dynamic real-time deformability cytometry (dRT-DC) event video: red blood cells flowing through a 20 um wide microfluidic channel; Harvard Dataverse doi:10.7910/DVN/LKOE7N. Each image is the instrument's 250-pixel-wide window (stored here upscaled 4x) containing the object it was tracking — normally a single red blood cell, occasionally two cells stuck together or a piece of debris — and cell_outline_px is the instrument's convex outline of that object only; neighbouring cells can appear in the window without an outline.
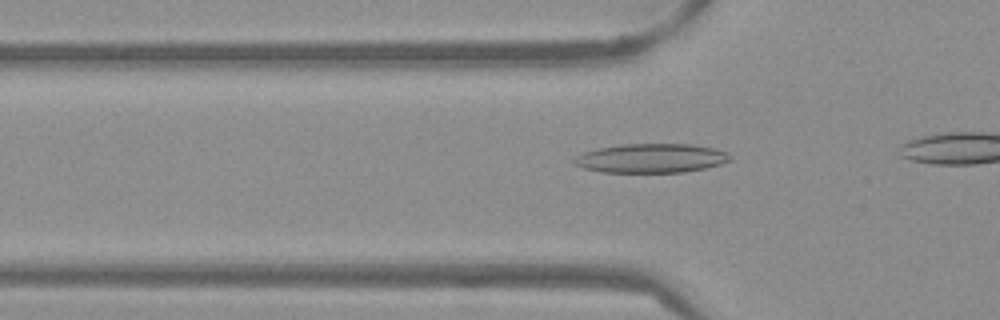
{"species": "Egyptian fruit bat (a non-hibernating species)", "species_latin": "Rousettus aegyptiacus", "temperature_condition": "warm", "stored_images_in_passage": 9, "camera_frame_rate_fps": 3000, "um_per_image_px": 0.085, "frame": {"image": 1, "passage_image": 3, "time_ms": 0.667, "image_size_px": [1000, 320], "cell_outline_px": [[732, 160], [720, 164], [704, 168], [684, 172], [600, 172], [584, 168], [572, 164], [572, 160], [576, 156], [584, 152], [596, 148], [620, 144], [692, 144], [712, 148], [728, 152], [732, 156]], "centroid_in_image_um": [55.33, 13.44], "position_along_channel_um": 70.5, "area_um2": 26.65}}
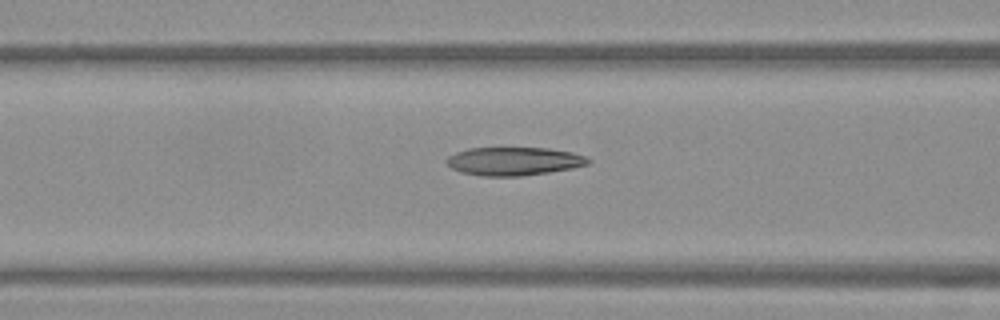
{"frame": {"image": 2, "passage_image": 7, "time_ms": 2.0, "image_size_px": [1000, 320], "cell_outline_px": [[592, 160], [588, 164], [572, 168], [548, 172], [520, 176], [480, 176], [460, 172], [452, 168], [444, 160], [448, 156], [456, 152], [468, 148], [548, 148], [572, 152], [584, 156]], "centroid_in_image_um": [43.65, 13.7], "position_along_channel_um": 122.9, "area_um2": 23.35}}